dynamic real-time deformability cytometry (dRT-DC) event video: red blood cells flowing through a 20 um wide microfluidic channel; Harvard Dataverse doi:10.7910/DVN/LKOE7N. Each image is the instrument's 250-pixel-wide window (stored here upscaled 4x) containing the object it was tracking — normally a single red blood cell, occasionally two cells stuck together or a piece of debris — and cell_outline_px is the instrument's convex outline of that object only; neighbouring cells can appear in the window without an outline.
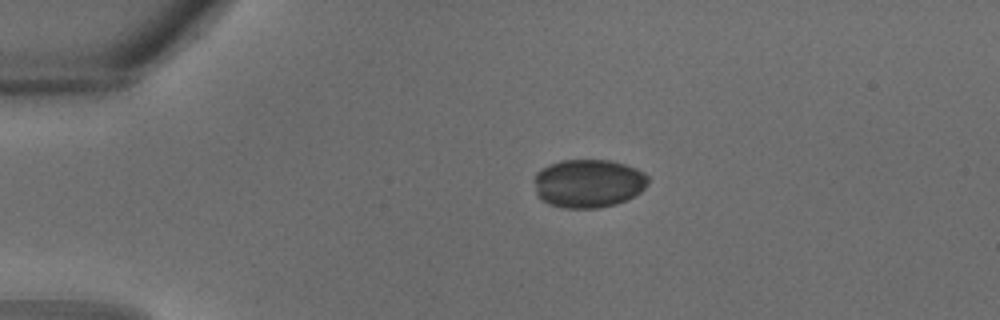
{"species": "common noctule bat (a hibernating species)", "species_latin": "Nyctalus noctula", "temperature_condition": "warm", "stored_images_in_passage": 27, "camera_frame_rate_fps": 3000, "um_per_image_px": 0.085, "animal": {"sex": "male", "body_mass_g": 18.8}, "frame": {"image": 1, "passage_image": 1, "time_ms": 0.0, "image_size_px": [1000, 320], "cell_outline_px": [[648, 180], [644, 188], [640, 192], [616, 204], [600, 208], [564, 208], [548, 204], [540, 200], [536, 196], [532, 180], [536, 172], [540, 168], [548, 164], [560, 160], [608, 160], [624, 164], [636, 168], [644, 172], [648, 176]], "centroid_in_image_um": [49.93, 15.59], "position_along_channel_um": 35.1, "area_um2": 32.6}}
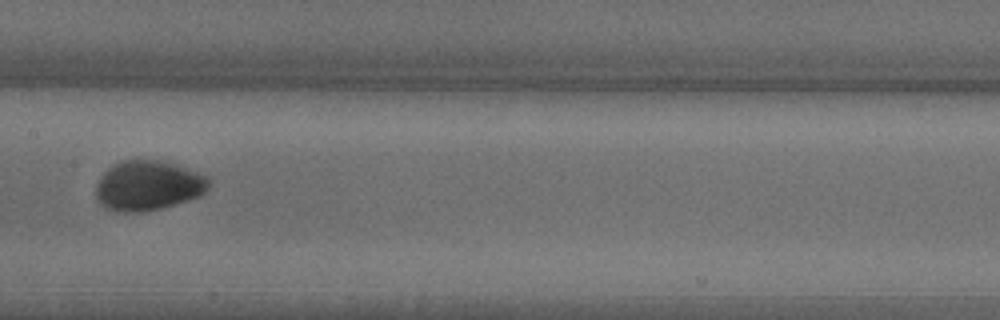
{"frame": {"image": 2, "passage_image": 11, "time_ms": 3.333, "image_size_px": [1000, 320], "cell_outline_px": [[208, 188], [200, 196], [160, 208], [140, 212], [112, 212], [104, 208], [96, 200], [96, 184], [104, 172], [108, 168], [124, 160], [156, 160], [172, 164], [196, 172], [204, 176], [208, 180]], "centroid_in_image_um": [12.51, 15.8], "position_along_channel_um": 194.9, "area_um2": 32.43}}
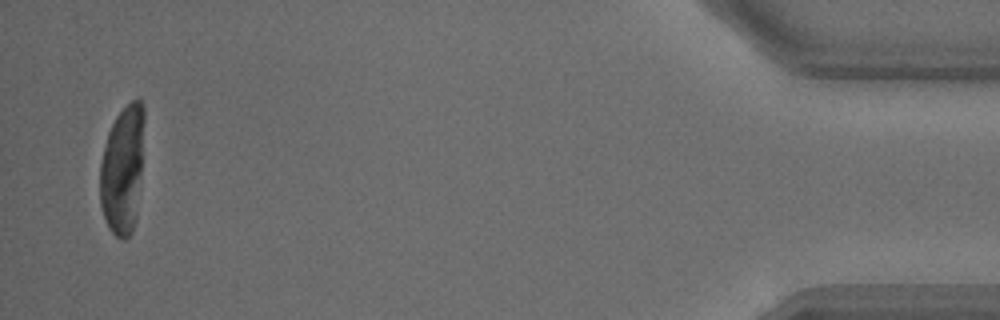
{"frame": {"image": 3, "passage_image": 26, "time_ms": 8.333, "image_size_px": [1000, 320], "cell_outline_px": [[144, 120], [140, 176], [136, 220], [132, 232], [124, 240], [120, 240], [108, 228], [100, 204], [100, 164], [108, 132], [116, 116], [132, 100], [140, 100], [144, 104]], "centroid_in_image_um": [10.41, 14.44], "position_along_channel_um": 424.8, "area_um2": 32.95}}